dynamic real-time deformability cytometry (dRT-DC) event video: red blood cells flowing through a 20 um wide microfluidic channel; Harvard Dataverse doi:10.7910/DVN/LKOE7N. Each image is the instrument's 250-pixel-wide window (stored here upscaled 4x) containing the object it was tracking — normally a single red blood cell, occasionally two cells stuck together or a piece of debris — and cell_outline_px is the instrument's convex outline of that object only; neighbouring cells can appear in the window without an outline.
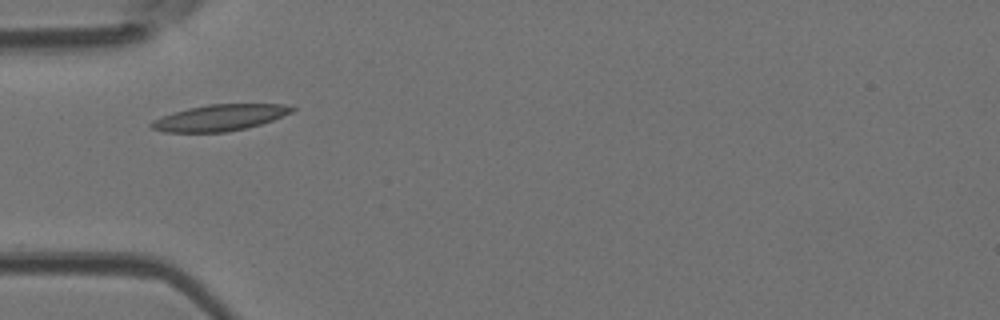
{"species": "Egyptian fruit bat (a non-hibernating species)", "species_latin": "Rousettus aegyptiacus", "temperature_condition": "room temperature", "stored_images_in_passage": 2, "camera_frame_rate_fps": 3000, "um_per_image_px": 0.085, "animal": {"sex": "female"}, "frame": {"image": 1, "passage_image": 2, "time_ms": 0.333, "image_size_px": [1000, 320], "cell_outline_px": [[296, 108], [292, 112], [272, 120], [260, 124], [244, 128], [224, 132], [164, 132], [152, 128], [148, 124], [152, 120], [172, 112], [188, 108], [208, 104], [284, 104]], "centroid_in_image_um": [18.64, 9.99], "position_along_channel_um": 66.4, "area_um2": 21.39}}